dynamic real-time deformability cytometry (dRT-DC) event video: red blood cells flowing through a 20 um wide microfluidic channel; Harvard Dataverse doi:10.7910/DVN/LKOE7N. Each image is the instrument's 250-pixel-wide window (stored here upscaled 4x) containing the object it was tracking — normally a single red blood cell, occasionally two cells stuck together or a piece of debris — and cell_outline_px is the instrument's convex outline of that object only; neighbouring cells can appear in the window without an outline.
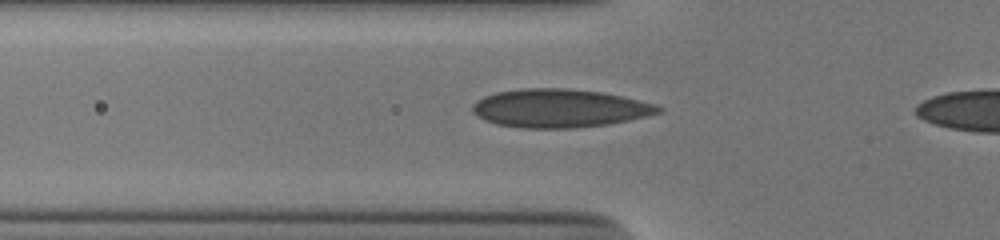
{"species": "human", "species_latin": "Homo sapiens", "temperature_condition": "cold", "stored_images_in_passage": 32, "camera_frame_rate_fps": 3000, "um_per_image_px": 0.085, "donor": {"sex": "male"}, "frame": {"image": 1, "passage_image": 4, "time_ms": 1.0, "image_size_px": [1000, 240], "cell_outline_px": [[664, 108], [660, 112], [648, 116], [608, 124], [576, 128], [524, 128], [496, 124], [484, 120], [472, 112], [472, 104], [476, 100], [484, 96], [496, 92], [524, 88], [564, 88], [600, 92], [620, 96], [656, 104]], "centroid_in_image_um": [47.53, 9.2], "position_along_channel_um": 78.3, "area_um2": 41.56}}
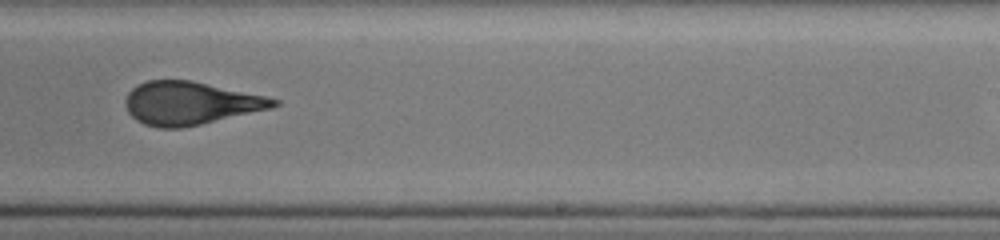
{"frame": {"image": 2, "passage_image": 19, "time_ms": 6.0, "image_size_px": [1000, 240], "cell_outline_px": [[280, 104], [272, 108], [200, 124], [180, 128], [160, 128], [144, 124], [136, 120], [128, 112], [124, 100], [128, 92], [136, 84], [148, 80], [192, 80], [264, 96], [280, 100]], "centroid_in_image_um": [16.14, 8.76], "position_along_channel_um": 272.9, "area_um2": 37.05}}
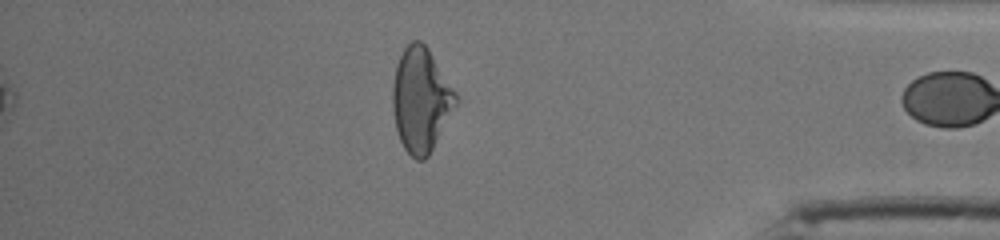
{"frame": {"image": 3, "passage_image": 31, "time_ms": 10.0, "image_size_px": [1000, 240], "cell_outline_px": [[456, 104], [428, 156], [424, 160], [416, 160], [404, 148], [400, 140], [396, 128], [392, 108], [392, 84], [396, 64], [404, 48], [412, 40], [420, 40], [428, 48], [456, 92]], "centroid_in_image_um": [35.74, 8.46], "position_along_channel_um": 399.5, "area_um2": 37.97}}